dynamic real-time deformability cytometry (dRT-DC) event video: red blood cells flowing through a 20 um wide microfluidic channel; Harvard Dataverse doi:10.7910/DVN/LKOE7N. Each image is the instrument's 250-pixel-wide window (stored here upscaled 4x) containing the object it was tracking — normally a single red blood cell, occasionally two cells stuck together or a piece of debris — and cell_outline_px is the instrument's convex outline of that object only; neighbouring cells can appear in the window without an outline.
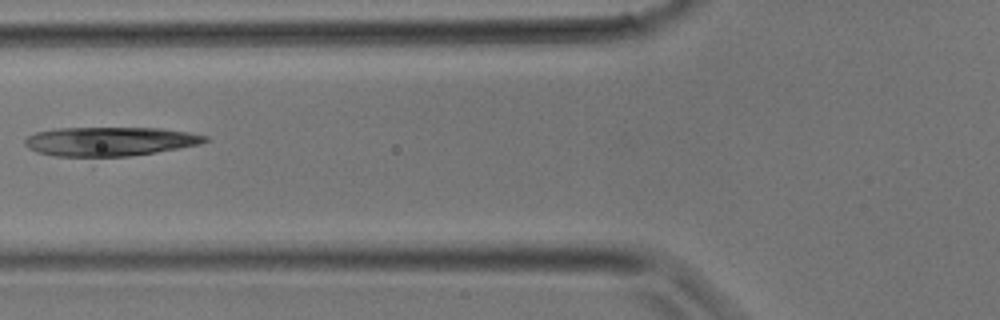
{"species": "common noctule bat (a hibernating species)", "species_latin": "Nyctalus noctula", "temperature_condition": "room temperature", "stored_images_in_passage": 27, "camera_frame_rate_fps": 3000, "um_per_image_px": 0.085, "animal": {"sex": "male", "body_mass_g": 17.9}, "frame": {"image": 1, "passage_image": 8, "time_ms": 2.333, "image_size_px": [1000, 320], "cell_outline_px": [[208, 140], [200, 144], [156, 152], [128, 156], [56, 156], [36, 152], [28, 148], [24, 144], [24, 140], [28, 136], [36, 132], [56, 128], [160, 128], [188, 132], [208, 136]], "centroid_in_image_um": [9.31, 12.01], "position_along_channel_um": 116.5, "area_um2": 30.35}}